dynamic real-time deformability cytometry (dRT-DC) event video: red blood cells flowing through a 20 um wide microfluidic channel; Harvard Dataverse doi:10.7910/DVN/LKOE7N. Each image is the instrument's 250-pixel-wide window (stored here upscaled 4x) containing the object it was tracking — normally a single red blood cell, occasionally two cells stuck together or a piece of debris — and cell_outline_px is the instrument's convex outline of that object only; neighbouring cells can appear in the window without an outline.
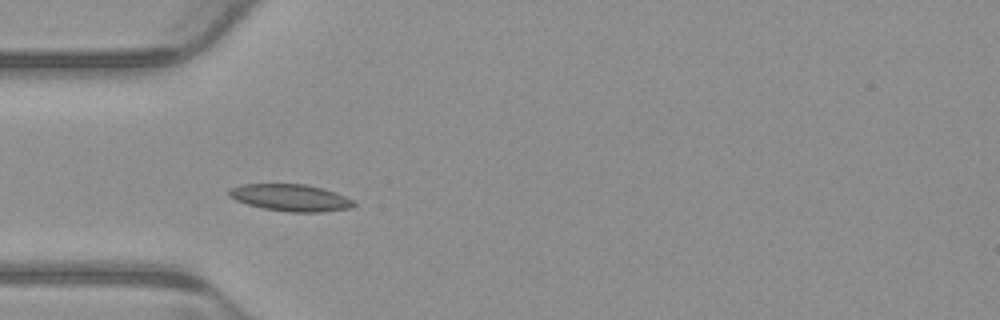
{"species": "common noctule bat (a hibernating species)", "species_latin": "Nyctalus noctula", "temperature_condition": "warm", "stored_images_in_passage": 4, "camera_frame_rate_fps": 3000, "um_per_image_px": 0.085, "animal": {"sex": "male", "body_mass_g": 23.1, "forearm_length_mm": 52.7}, "frame": {"image": 1, "passage_image": 3, "time_ms": 0.667, "image_size_px": [1000, 320], "cell_outline_px": [[356, 204], [352, 208], [320, 212], [288, 212], [264, 208], [248, 204], [236, 200], [228, 196], [228, 188], [240, 184], [304, 184], [320, 188], [344, 196], [352, 200]], "centroid_in_image_um": [24.65, 16.8], "position_along_channel_um": 60.4, "area_um2": 19.42}}
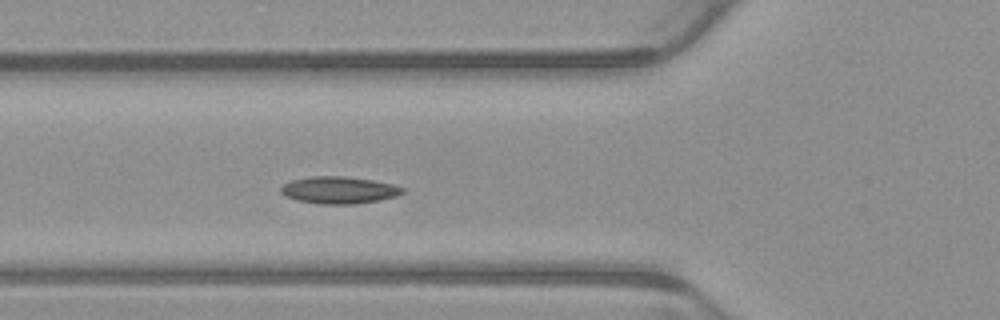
{"frame": {"image": 2, "passage_image": 4, "time_ms": 1.0, "image_size_px": [1000, 320], "cell_outline_px": [[404, 192], [396, 196], [380, 200], [352, 204], [320, 204], [296, 200], [280, 192], [280, 188], [288, 180], [312, 176], [344, 176], [372, 180], [392, 184], [404, 188]], "centroid_in_image_um": [28.79, 16.15], "position_along_channel_um": 97.0, "area_um2": 19.19}}